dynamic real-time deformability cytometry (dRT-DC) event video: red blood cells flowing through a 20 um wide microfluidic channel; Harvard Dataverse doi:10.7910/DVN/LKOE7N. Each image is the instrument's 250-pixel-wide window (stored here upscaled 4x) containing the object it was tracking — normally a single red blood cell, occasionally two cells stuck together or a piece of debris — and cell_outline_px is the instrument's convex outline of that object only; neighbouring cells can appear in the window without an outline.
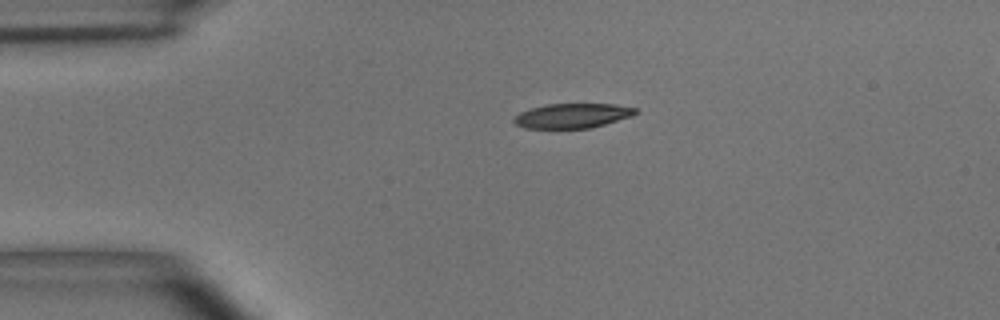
{"species": "common noctule bat (a hibernating species)", "species_latin": "Nyctalus noctula", "temperature_condition": "room temperature", "stored_images_in_passage": 44, "camera_frame_rate_fps": 3000, "um_per_image_px": 0.085, "animal": {"sex": "male", "body_mass_g": 15.6}, "frame": {"image": 1, "passage_image": 1, "time_ms": 0.0, "image_size_px": [1000, 320], "cell_outline_px": [[636, 112], [632, 116], [592, 128], [524, 128], [516, 124], [512, 120], [520, 112], [532, 108], [548, 104], [616, 104], [636, 108]], "centroid_in_image_um": [48.66, 9.84], "position_along_channel_um": 36.3, "area_um2": 17.34}}
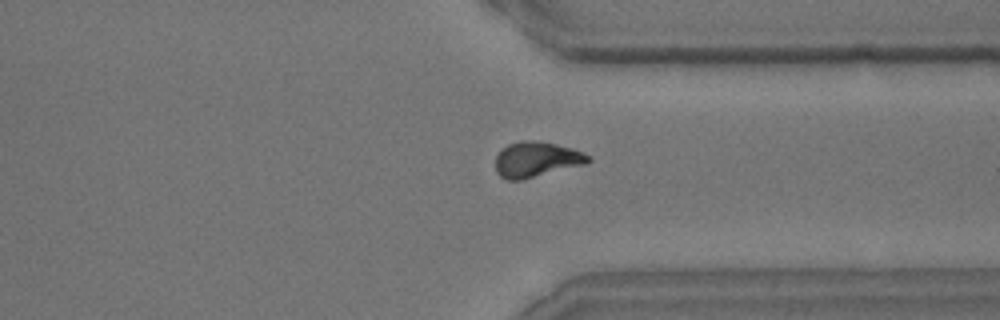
{"frame": {"image": 2, "passage_image": 31, "time_ms": 10.0, "image_size_px": [1000, 320], "cell_outline_px": [[592, 160], [584, 164], [520, 180], [504, 180], [496, 172], [496, 156], [508, 144], [520, 140], [532, 140], [556, 144], [572, 148], [584, 152]], "centroid_in_image_um": [45.57, 13.55], "position_along_channel_um": 365.8, "area_um2": 18.9}}
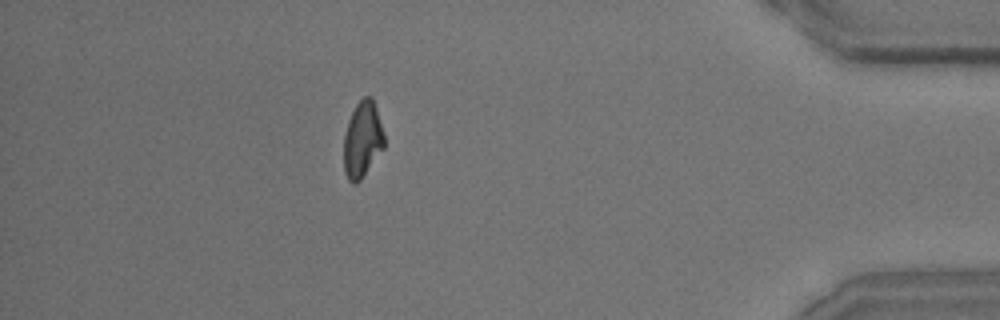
{"frame": {"image": 3, "passage_image": 38, "time_ms": 12.333, "image_size_px": [1000, 320], "cell_outline_px": [[384, 148], [360, 180], [356, 184], [352, 184], [348, 180], [344, 172], [344, 132], [348, 120], [356, 104], [364, 96], [372, 96], [384, 132]], "centroid_in_image_um": [30.8, 11.86], "position_along_channel_um": 404.4, "area_um2": 18.03}, "authors_computed_cell_mechanics": {"area_um2": 18.6694, "velocity_mm_per_s": 3.618, "shape_relaxation_time_tau1_ms": 4.121, "shape_relaxation_time_tau2_ms": null, "deformation_change_tau1": 0.1515, "deformation_change_tau2": null}}